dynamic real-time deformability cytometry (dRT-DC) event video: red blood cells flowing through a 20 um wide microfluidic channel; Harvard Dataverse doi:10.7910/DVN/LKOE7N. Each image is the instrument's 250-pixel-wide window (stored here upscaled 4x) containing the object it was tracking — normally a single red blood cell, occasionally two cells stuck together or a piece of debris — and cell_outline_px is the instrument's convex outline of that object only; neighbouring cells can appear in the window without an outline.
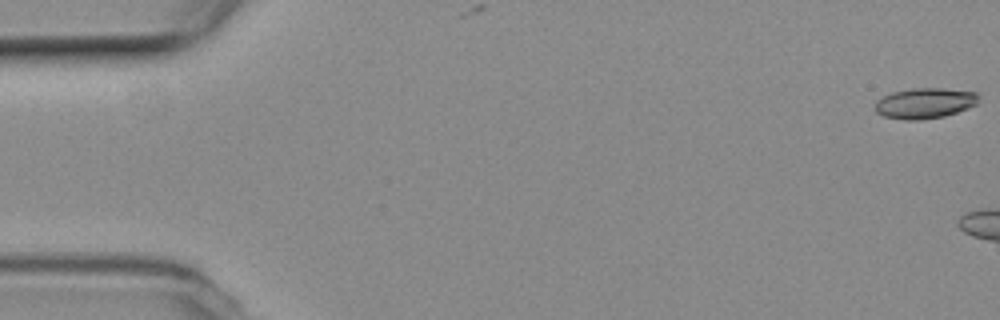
{"species": "common noctule bat (a hibernating species)", "species_latin": "Nyctalus noctula", "temperature_condition": "room temperature", "stored_images_in_passage": 13, "camera_frame_rate_fps": 3000, "um_per_image_px": 0.085, "animal": {"sex": "female", "body_mass_g": 19.3, "forearm_length_mm": 54.1}, "frame": {"image": 1, "passage_image": 1, "time_ms": 0.0, "image_size_px": [1000, 320], "cell_outline_px": [[980, 96], [976, 104], [956, 112], [944, 116], [916, 120], [904, 120], [884, 116], [876, 112], [876, 100], [892, 92], [912, 88], [944, 88], [976, 92]], "centroid_in_image_um": [78.61, 8.76], "position_along_channel_um": 6.4, "area_um2": 18.32}}